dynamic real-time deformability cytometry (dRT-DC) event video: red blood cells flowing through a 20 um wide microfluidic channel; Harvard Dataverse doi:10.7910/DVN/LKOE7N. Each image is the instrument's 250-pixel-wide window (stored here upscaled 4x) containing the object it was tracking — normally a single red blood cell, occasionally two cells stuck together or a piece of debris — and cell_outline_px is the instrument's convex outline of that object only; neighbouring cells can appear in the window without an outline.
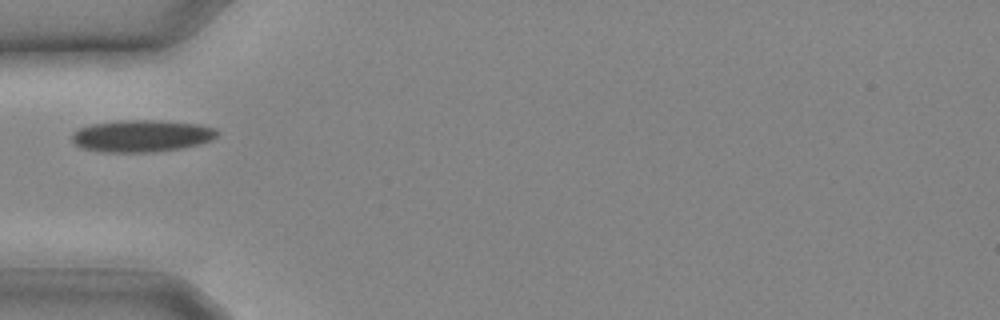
{"species": "common noctule bat (a hibernating species)", "species_latin": "Nyctalus noctula", "temperature_condition": "cold", "stored_images_in_passage": 2, "camera_frame_rate_fps": 3000, "um_per_image_px": 0.085, "animal": {"sex": "male", "body_mass_g": 20.4}, "frame": {"image": 1, "passage_image": 1, "time_ms": 0.0, "image_size_px": [1000, 320], "cell_outline_px": [[220, 132], [212, 140], [200, 144], [180, 148], [152, 152], [100, 152], [80, 148], [72, 140], [72, 132], [80, 128], [92, 124], [120, 120], [160, 120], [196, 124], [216, 128]], "centroid_in_image_um": [12.04, 11.55], "position_along_channel_um": 73.0, "area_um2": 27.22}}